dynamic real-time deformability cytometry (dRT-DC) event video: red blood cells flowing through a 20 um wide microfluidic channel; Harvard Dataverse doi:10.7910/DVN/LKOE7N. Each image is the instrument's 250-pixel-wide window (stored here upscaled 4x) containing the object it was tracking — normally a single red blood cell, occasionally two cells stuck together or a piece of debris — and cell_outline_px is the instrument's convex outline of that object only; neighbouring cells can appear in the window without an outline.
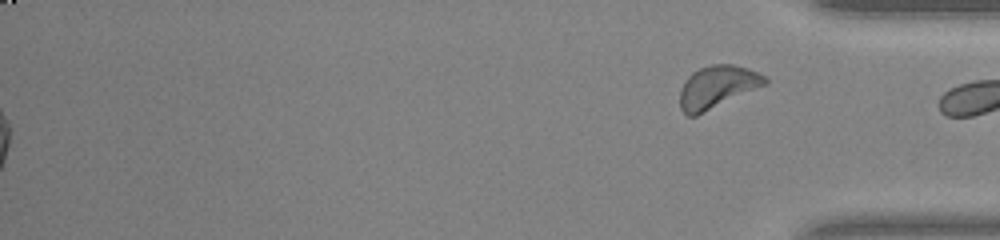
{"species": "common noctule bat (a hibernating species)", "species_latin": "Nyctalus noctula", "temperature_condition": "warm", "stored_images_in_passage": 49, "segment_of_instrument_passage": [2, 2], "camera_frame_rate_fps": 3000, "um_per_image_px": 0.085, "animal": {"sex": "male", "body_mass_g": 20.0, "forearm_length_mm": 53.3}, "frame": {"image": 1, "passage_image": 49, "time_ms": 16.0, "image_size_px": [1000, 240], "cell_outline_px": [[768, 84], [696, 116], [688, 116], [680, 108], [680, 88], [688, 76], [692, 72], [700, 68], [712, 64], [732, 64], [748, 68], [760, 72], [768, 80]], "centroid_in_image_um": [60.98, 7.39], "position_along_channel_um": 374.2, "area_um2": 21.21}}